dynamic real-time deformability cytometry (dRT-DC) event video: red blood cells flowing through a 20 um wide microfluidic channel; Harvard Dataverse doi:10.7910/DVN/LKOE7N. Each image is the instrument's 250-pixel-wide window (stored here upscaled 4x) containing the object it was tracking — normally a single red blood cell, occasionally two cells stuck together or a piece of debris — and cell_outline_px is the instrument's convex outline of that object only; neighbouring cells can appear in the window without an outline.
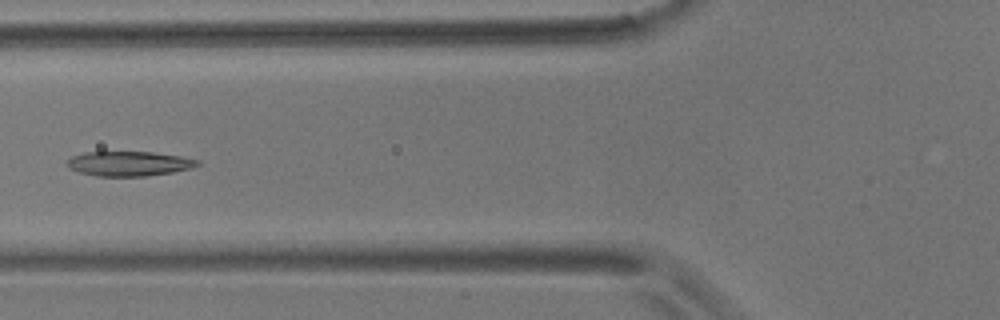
{"species": "common noctule bat (a hibernating species)", "species_latin": "Nyctalus noctula", "temperature_condition": "room temperature", "stored_images_in_passage": 5, "camera_frame_rate_fps": 3000, "um_per_image_px": 0.085, "animal": {"sex": "male", "body_mass_g": 17.9}, "frame": {"image": 1, "passage_image": 5, "time_ms": 5.333, "image_size_px": [1000, 320], "cell_outline_px": [[200, 164], [192, 168], [172, 172], [144, 176], [96, 176], [80, 172], [68, 168], [64, 164], [72, 156], [84, 152], [152, 152], [180, 156], [200, 160]], "centroid_in_image_um": [10.95, 13.91], "position_along_channel_um": 114.9, "area_um2": 18.79}}